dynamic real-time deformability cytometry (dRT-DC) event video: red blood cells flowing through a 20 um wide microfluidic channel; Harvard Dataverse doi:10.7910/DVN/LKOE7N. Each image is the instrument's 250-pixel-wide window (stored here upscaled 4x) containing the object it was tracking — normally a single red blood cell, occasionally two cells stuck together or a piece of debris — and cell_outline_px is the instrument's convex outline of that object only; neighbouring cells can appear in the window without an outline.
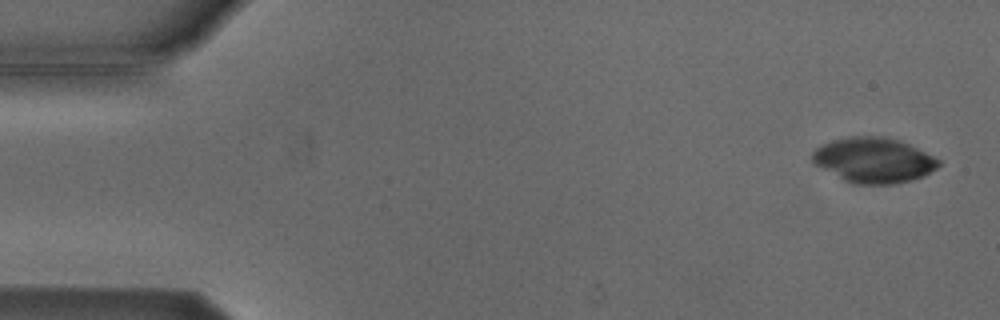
{"species": "Egyptian fruit bat (a non-hibernating species)", "species_latin": "Rousettus aegyptiacus", "temperature_condition": "cold", "stored_images_in_passage": 5, "camera_frame_rate_fps": 3000, "um_per_image_px": 0.085, "animal": {"sex": "male"}, "frame": {"image": 1, "passage_image": 1, "time_ms": 0.0, "image_size_px": [1000, 320], "cell_outline_px": [[940, 164], [936, 168], [924, 176], [912, 180], [892, 184], [852, 184], [844, 180], [816, 164], [812, 160], [812, 152], [820, 144], [832, 140], [848, 136], [880, 136], [896, 140], [908, 144], [940, 160]], "centroid_in_image_um": [74.24, 13.61], "position_along_channel_um": 10.8, "area_um2": 32.95}}